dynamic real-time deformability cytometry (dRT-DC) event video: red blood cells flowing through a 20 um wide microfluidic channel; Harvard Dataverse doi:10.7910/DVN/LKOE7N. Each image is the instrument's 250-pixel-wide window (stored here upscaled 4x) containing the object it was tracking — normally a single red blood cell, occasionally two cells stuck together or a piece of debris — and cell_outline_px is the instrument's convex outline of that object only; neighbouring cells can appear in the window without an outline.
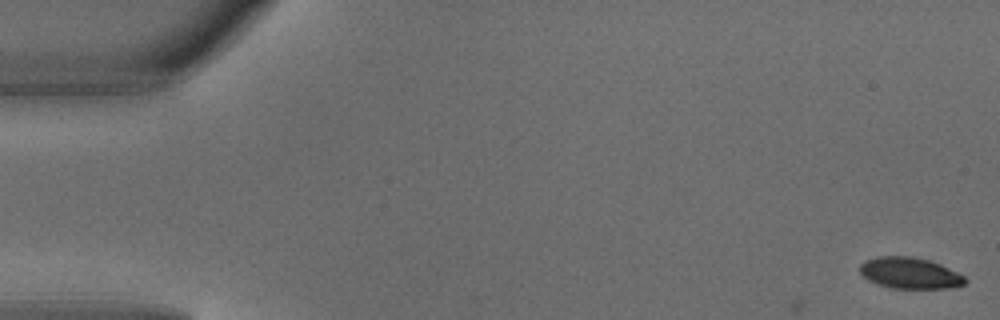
{"species": "common noctule bat (a hibernating species)", "species_latin": "Nyctalus noctula", "temperature_condition": "warm", "stored_images_in_passage": 3, "camera_frame_rate_fps": 3000, "um_per_image_px": 0.085, "animal": {"sex": "male", "body_mass_g": 18.8}, "frame": {"image": 1, "passage_image": 1, "time_ms": 0.0, "image_size_px": [1000, 320], "cell_outline_px": [[968, 280], [964, 284], [948, 288], [892, 288], [876, 284], [868, 280], [860, 272], [860, 264], [864, 260], [876, 256], [912, 256], [928, 260], [940, 264], [964, 276]], "centroid_in_image_um": [77.3, 23.2], "position_along_channel_um": 7.7, "area_um2": 19.13}}